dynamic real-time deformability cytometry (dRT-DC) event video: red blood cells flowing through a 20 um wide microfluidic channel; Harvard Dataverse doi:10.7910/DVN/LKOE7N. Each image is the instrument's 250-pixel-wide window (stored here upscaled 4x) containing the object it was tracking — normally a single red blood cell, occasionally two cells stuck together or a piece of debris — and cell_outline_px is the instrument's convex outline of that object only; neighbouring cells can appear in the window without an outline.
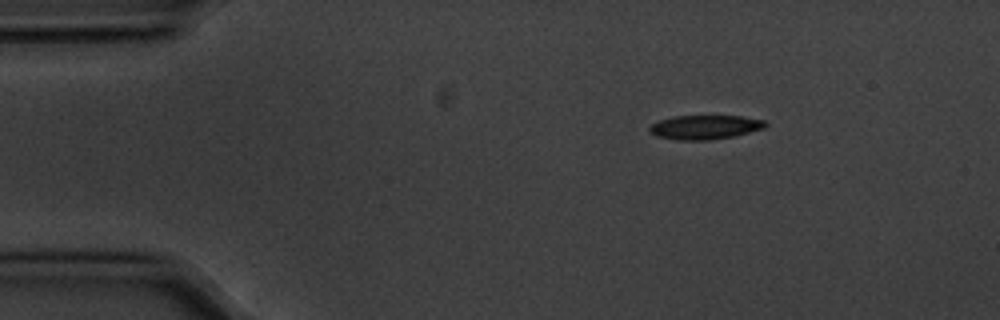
{"species": "common noctule bat (a hibernating species)", "species_latin": "Nyctalus noctula", "temperature_condition": "cold", "stored_images_in_passage": 48, "camera_frame_rate_fps": 3000, "um_per_image_px": 0.085, "animal": {"sex": "male", "body_mass_g": 20.1, "forearm_length_mm": 53.5}, "frame": {"image": 1, "passage_image": 1, "time_ms": 0.0, "image_size_px": [1000, 320], "cell_outline_px": [[768, 124], [764, 128], [736, 136], [708, 140], [676, 140], [656, 136], [648, 128], [652, 124], [660, 120], [672, 116], [740, 116], [764, 120]], "centroid_in_image_um": [59.93, 10.81], "position_along_channel_um": 25.1, "area_um2": 16.3}}
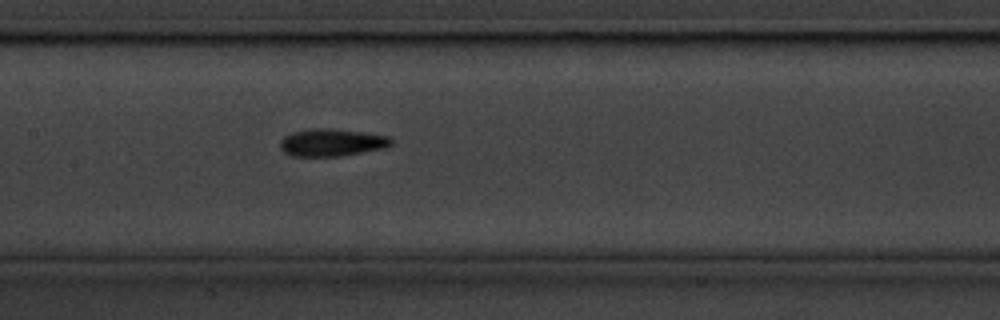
{"frame": {"image": 2, "passage_image": 19, "time_ms": 6.0, "image_size_px": [1000, 320], "cell_outline_px": [[392, 144], [384, 148], [340, 156], [292, 156], [284, 152], [280, 148], [280, 140], [284, 136], [292, 132], [312, 128], [328, 128], [360, 132], [388, 136], [392, 140]], "centroid_in_image_um": [28.15, 12.11], "position_along_channel_um": 179.2, "area_um2": 17.63}}
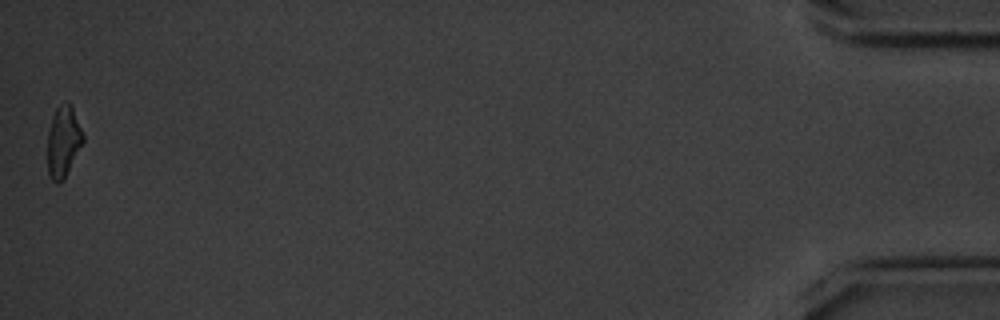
{"frame": {"image": 3, "passage_image": 48, "time_ms": 15.667, "image_size_px": [1000, 320], "cell_outline_px": [[84, 140], [64, 180], [56, 184], [52, 180], [48, 172], [48, 132], [52, 116], [56, 108], [64, 100], [68, 100], [72, 108], [84, 136]], "centroid_in_image_um": [5.37, 12.03], "position_along_channel_um": 429.8, "area_um2": 14.68}, "authors_computed_cell_mechanics": {"area_um2": 16.5019, "velocity_mm_per_s": 3.5777, "shape_relaxation_time_tau1_ms": 2.7026, "shape_relaxation_time_tau2_ms": 4.7506, "deformation_change_tau1": 0.1344, "deformation_change_tau2": 0.1316}}